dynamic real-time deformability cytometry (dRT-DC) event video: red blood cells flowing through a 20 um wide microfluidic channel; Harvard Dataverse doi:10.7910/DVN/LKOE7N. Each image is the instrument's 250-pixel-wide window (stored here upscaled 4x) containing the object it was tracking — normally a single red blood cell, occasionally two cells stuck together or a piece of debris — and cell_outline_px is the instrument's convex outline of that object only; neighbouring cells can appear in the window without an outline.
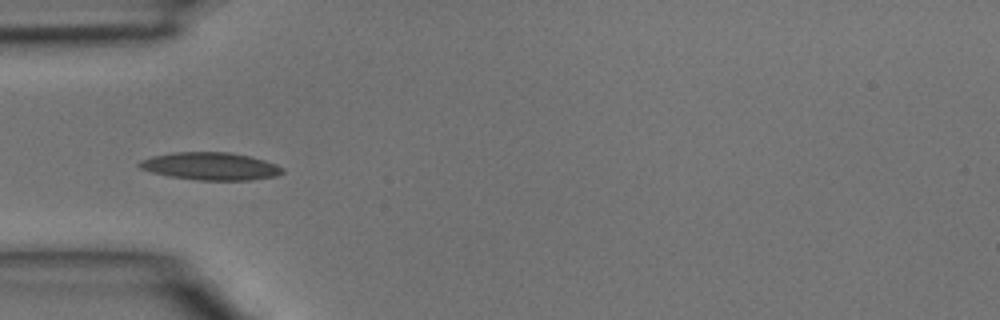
{"species": "common noctule bat (a hibernating species)", "species_latin": "Nyctalus noctula", "temperature_condition": "room temperature", "stored_images_in_passage": 3, "camera_frame_rate_fps": 3000, "um_per_image_px": 0.085, "animal": {"sex": "male", "body_mass_g": 15.6}, "frame": {"image": 1, "passage_image": 3, "time_ms": 0.667, "image_size_px": [1000, 320], "cell_outline_px": [[284, 172], [276, 176], [252, 180], [196, 180], [168, 176], [152, 172], [140, 168], [136, 164], [140, 160], [152, 156], [172, 152], [228, 152], [248, 156], [264, 160], [276, 164], [284, 168]], "centroid_in_image_um": [17.88, 14.13], "position_along_channel_um": 67.1, "area_um2": 23.12}}